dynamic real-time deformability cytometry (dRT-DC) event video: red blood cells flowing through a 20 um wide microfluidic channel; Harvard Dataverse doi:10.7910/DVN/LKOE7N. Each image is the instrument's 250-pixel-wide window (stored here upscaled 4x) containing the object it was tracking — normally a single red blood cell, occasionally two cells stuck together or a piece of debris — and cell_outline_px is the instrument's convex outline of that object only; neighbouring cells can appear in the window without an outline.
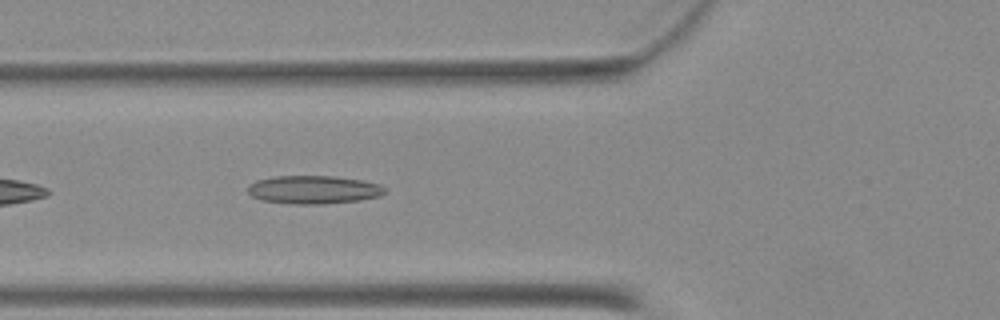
{"species": "Egyptian fruit bat (a non-hibernating species)", "species_latin": "Rousettus aegyptiacus", "temperature_condition": "warm", "stored_images_in_passage": 23, "camera_frame_rate_fps": 3000, "um_per_image_px": 0.085, "animal": {"sex": "female"}, "frame": {"image": 1, "passage_image": 5, "time_ms": 1.333, "image_size_px": [1000, 320], "cell_outline_px": [[388, 192], [380, 196], [360, 200], [324, 204], [296, 204], [264, 200], [252, 196], [248, 192], [248, 188], [256, 180], [272, 176], [332, 176], [364, 180], [380, 184]], "centroid_in_image_um": [26.71, 16.12], "position_along_channel_um": 99.1, "area_um2": 22.54}}
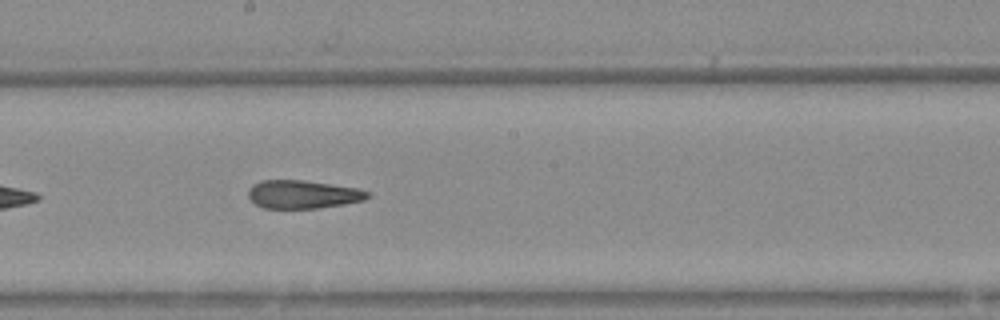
{"frame": {"image": 2, "passage_image": 14, "time_ms": 4.333, "image_size_px": [1000, 320], "cell_outline_px": [[368, 196], [364, 200], [344, 204], [316, 208], [264, 208], [256, 204], [248, 196], [248, 188], [252, 184], [260, 180], [304, 180], [356, 188], [368, 192]], "centroid_in_image_um": [25.68, 16.51], "position_along_channel_um": 222.5, "area_um2": 19.48}}
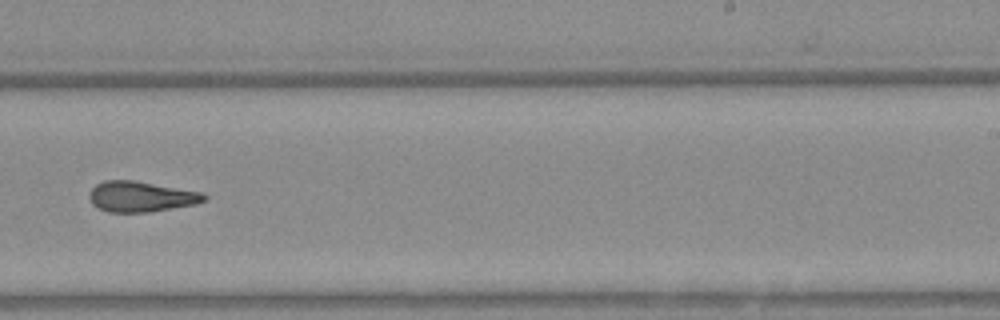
{"frame": {"image": 3, "passage_image": 18, "time_ms": 5.667, "image_size_px": [1000, 320], "cell_outline_px": [[208, 200], [196, 204], [148, 212], [108, 212], [92, 204], [88, 196], [92, 188], [96, 184], [104, 180], [132, 180], [204, 192], [208, 196]], "centroid_in_image_um": [12.02, 16.71], "position_along_channel_um": 277.0, "area_um2": 20.52}}